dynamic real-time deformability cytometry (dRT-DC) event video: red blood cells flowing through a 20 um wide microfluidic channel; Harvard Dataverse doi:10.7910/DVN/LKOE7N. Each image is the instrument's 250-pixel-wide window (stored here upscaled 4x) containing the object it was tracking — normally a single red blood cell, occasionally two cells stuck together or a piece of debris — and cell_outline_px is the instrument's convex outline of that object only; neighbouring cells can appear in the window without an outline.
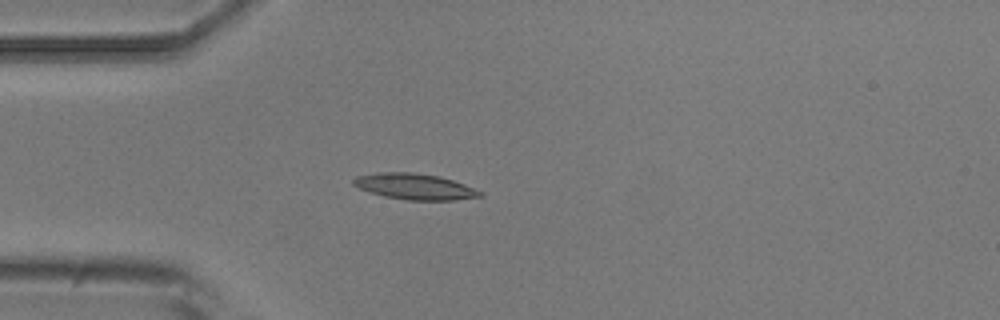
{"species": "common noctule bat (a hibernating species)", "species_latin": "Nyctalus noctula", "temperature_condition": "room temperature", "stored_images_in_passage": 5, "camera_frame_rate_fps": 3000, "um_per_image_px": 0.085, "animal": {"sex": "male", "body_mass_g": 20.5, "forearm_length_mm": 52.5}, "frame": {"image": 1, "passage_image": 5, "time_ms": 4.667, "image_size_px": [1000, 320], "cell_outline_px": [[484, 196], [452, 200], [408, 200], [384, 196], [360, 188], [352, 184], [352, 180], [356, 176], [380, 172], [412, 172], [436, 176], [452, 180], [464, 184], [484, 192]], "centroid_in_image_um": [35.27, 15.86], "position_along_channel_um": 49.7, "area_um2": 18.96}}